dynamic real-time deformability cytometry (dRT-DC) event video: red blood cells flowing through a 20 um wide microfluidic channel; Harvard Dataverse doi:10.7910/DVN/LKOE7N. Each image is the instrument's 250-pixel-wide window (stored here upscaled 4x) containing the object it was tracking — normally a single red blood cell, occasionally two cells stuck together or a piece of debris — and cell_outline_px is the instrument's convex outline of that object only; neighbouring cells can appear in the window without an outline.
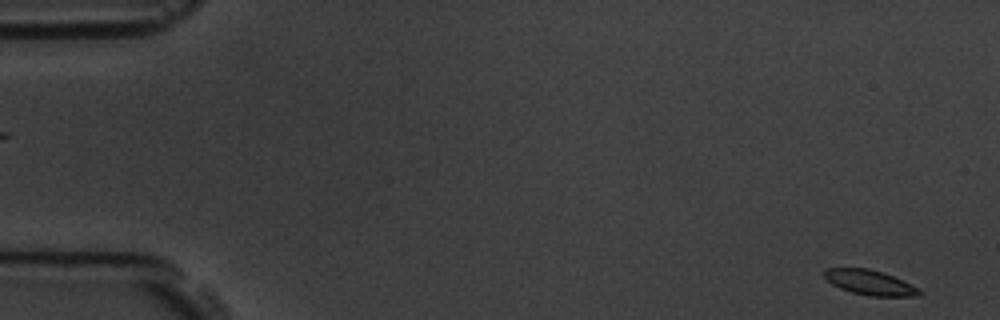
{"species": "common noctule bat (a hibernating species)", "species_latin": "Nyctalus noctula", "temperature_condition": "room temperature", "stored_images_in_passage": 58, "camera_frame_rate_fps": 3000, "um_per_image_px": 0.085, "animal": {"sex": "male", "body_mass_g": 19.5, "forearm_length_mm": 54.6}, "frame": {"image": 1, "passage_image": 2, "time_ms": 0.333, "image_size_px": [1000, 320], "cell_outline_px": [[924, 292], [920, 296], [868, 296], [852, 292], [840, 288], [832, 284], [824, 276], [824, 268], [868, 268], [884, 272]], "centroid_in_image_um": [73.91, 24.01], "position_along_channel_um": 11.1, "area_um2": 13.64}}
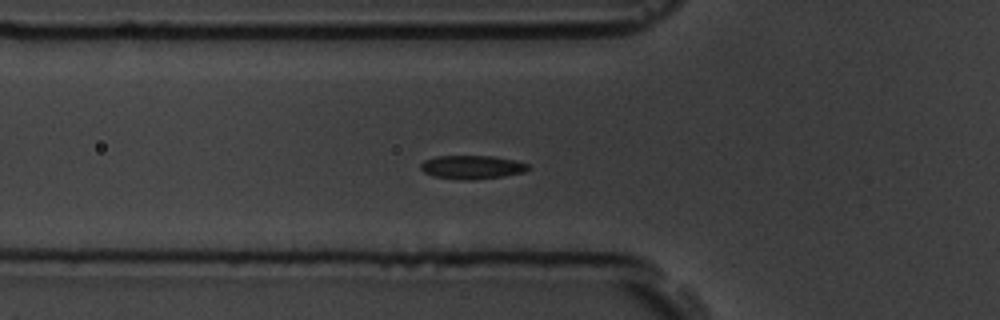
{"frame": {"image": 2, "passage_image": 20, "time_ms": 6.333, "image_size_px": [1000, 320], "cell_outline_px": [[532, 168], [524, 172], [504, 176], [472, 180], [456, 180], [432, 176], [424, 172], [420, 168], [420, 164], [424, 160], [436, 156], [492, 156], [516, 160], [528, 164]], "centroid_in_image_um": [40.12, 14.21], "position_along_channel_um": 85.7, "area_um2": 15.03}}
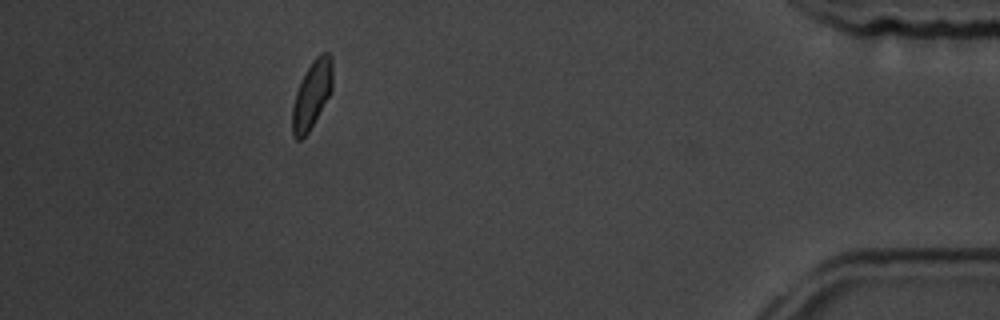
{"frame": {"image": 3, "passage_image": 52, "time_ms": 17.0, "image_size_px": [1000, 320], "cell_outline_px": [[332, 92], [308, 132], [300, 140], [296, 140], [292, 136], [292, 104], [300, 80], [304, 72], [312, 60], [320, 52], [328, 52], [332, 56]], "centroid_in_image_um": [26.5, 8.01], "position_along_channel_um": 408.7, "area_um2": 16.18}, "authors_computed_cell_mechanics": {"area_um2": 15.7216, "velocity_mm_per_s": 3.5306, "shape_relaxation_time_tau1_ms": 2.1635, "shape_relaxation_time_tau2_ms": 1.3842, "deformation_change_tau1": 0.1316, "deformation_change_tau2": 0.0592}}